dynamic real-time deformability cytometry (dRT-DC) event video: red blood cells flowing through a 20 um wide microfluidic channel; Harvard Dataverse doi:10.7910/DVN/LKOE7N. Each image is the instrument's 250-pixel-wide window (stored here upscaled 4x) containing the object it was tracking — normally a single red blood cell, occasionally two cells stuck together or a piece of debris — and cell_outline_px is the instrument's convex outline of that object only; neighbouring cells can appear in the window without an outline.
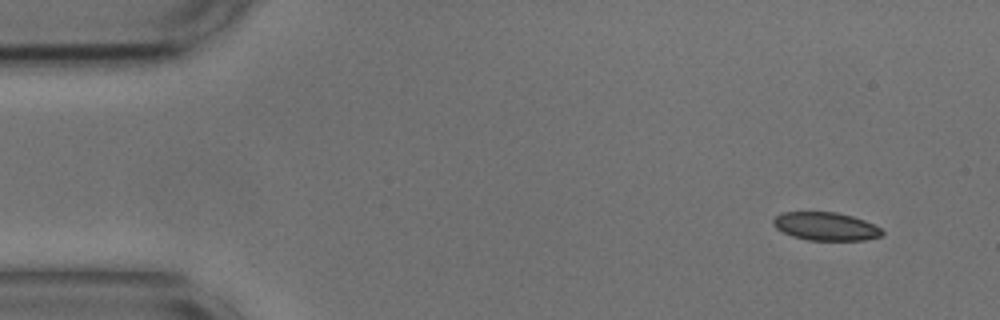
{"species": "common noctule bat (a hibernating species)", "species_latin": "Nyctalus noctula", "temperature_condition": "cold", "stored_images_in_passage": 51, "camera_frame_rate_fps": 3000, "um_per_image_px": 0.085, "animal": {"sex": "male", "body_mass_g": 17.9, "forearm_length_mm": 54.2}, "frame": {"image": 1, "passage_image": 1, "time_ms": 0.0, "image_size_px": [1000, 320], "cell_outline_px": [[884, 232], [880, 236], [864, 240], [808, 240], [792, 236], [776, 228], [772, 224], [772, 220], [780, 212], [836, 212], [852, 216], [864, 220], [880, 228]], "centroid_in_image_um": [70.15, 19.23], "position_along_channel_um": 14.8, "area_um2": 17.8}}
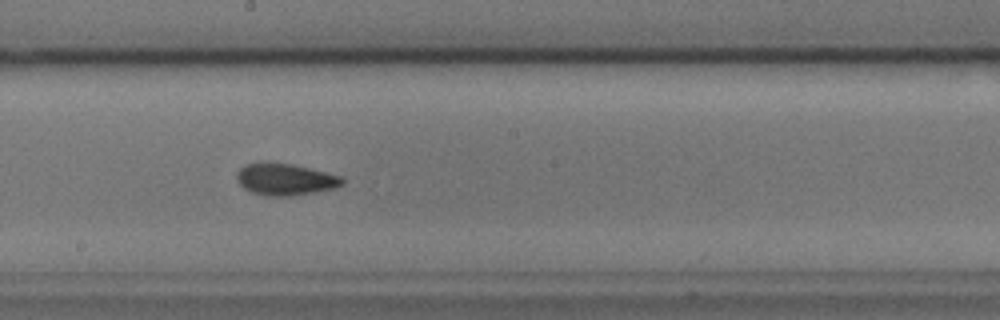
{"frame": {"image": 2, "passage_image": 26, "time_ms": 8.333, "image_size_px": [1000, 320], "cell_outline_px": [[344, 184], [336, 188], [288, 196], [268, 196], [252, 192], [244, 188], [236, 180], [236, 172], [244, 164], [292, 164], [344, 176]], "centroid_in_image_um": [24.28, 15.26], "position_along_channel_um": 223.9, "area_um2": 19.25}}
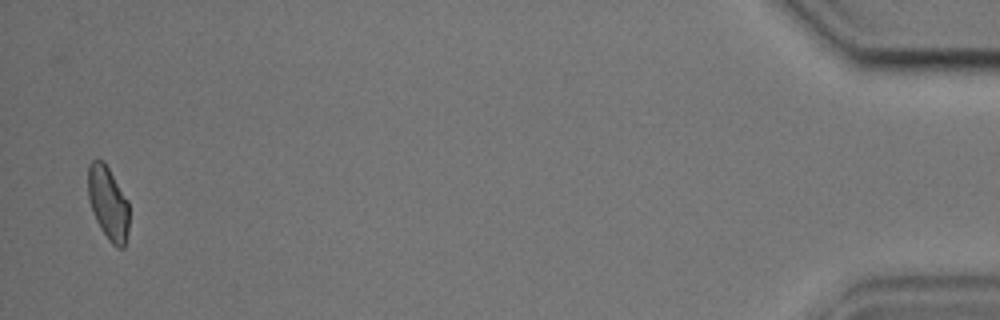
{"frame": {"image": 3, "passage_image": 50, "time_ms": 16.333, "image_size_px": [1000, 320], "cell_outline_px": [[128, 228], [124, 248], [116, 248], [108, 240], [100, 228], [92, 212], [88, 200], [88, 164], [92, 160], [104, 160], [128, 200]], "centroid_in_image_um": [9.18, 17.26], "position_along_channel_um": 426.0, "area_um2": 17.74}, "authors_computed_cell_mechanics": {"area_um2": 18.6694, "velocity_mm_per_s": 3.6488, "shape_relaxation_time_tau1_ms": 9.6808, "shape_relaxation_time_tau2_ms": 3.0289, "deformation_change_tau1": 0.138, "deformation_change_tau2": 0.0632}}